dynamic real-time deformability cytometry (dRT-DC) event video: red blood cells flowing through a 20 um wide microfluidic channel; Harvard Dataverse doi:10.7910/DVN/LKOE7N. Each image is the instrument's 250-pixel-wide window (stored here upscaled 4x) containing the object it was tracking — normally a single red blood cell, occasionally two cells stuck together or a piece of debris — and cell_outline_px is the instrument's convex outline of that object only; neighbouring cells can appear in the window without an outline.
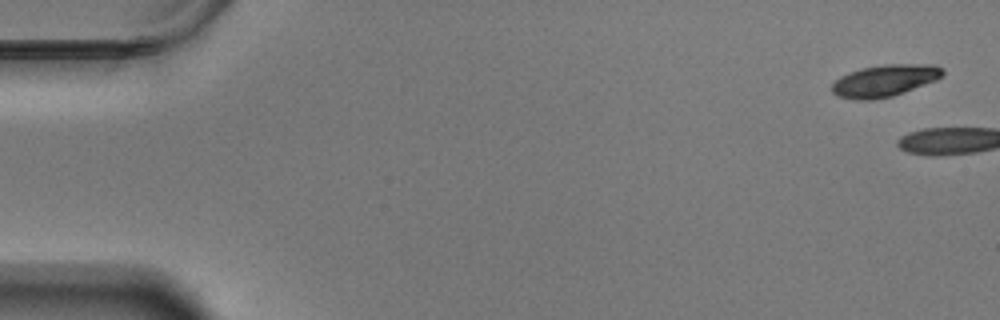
{"species": "Egyptian fruit bat (a non-hibernating species)", "species_latin": "Rousettus aegyptiacus", "temperature_condition": "warm", "stored_images_in_passage": 3, "camera_frame_rate_fps": 3000, "um_per_image_px": 0.085, "animal": {"sex": "male"}, "frame": {"image": 1, "passage_image": 1, "time_ms": 0.0, "image_size_px": [1000, 320], "cell_outline_px": [[944, 72], [936, 80], [892, 96], [872, 100], [856, 100], [836, 96], [832, 92], [832, 84], [840, 76], [860, 68], [884, 64], [932, 64], [940, 68]], "centroid_in_image_um": [75.14, 6.86], "position_along_channel_um": 9.9, "area_um2": 20.46}}